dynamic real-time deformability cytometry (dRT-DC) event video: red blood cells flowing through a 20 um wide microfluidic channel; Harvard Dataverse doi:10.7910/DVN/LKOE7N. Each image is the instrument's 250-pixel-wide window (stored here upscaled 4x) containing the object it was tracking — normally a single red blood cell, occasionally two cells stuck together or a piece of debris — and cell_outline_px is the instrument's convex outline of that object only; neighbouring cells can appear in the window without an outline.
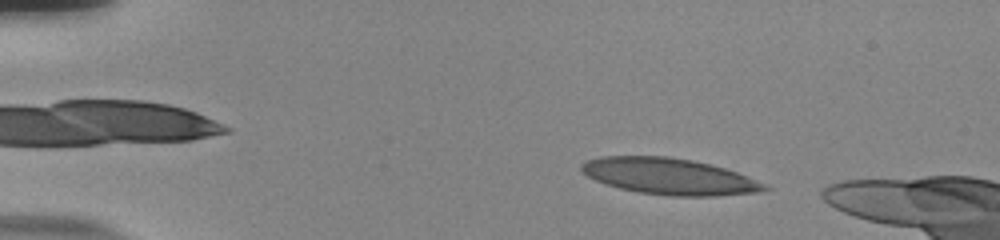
{"species": "human", "species_latin": "Homo sapiens", "temperature_condition": "room temperature", "stored_images_in_passage": 49, "camera_frame_rate_fps": 3000, "um_per_image_px": 0.085, "donor": {"sex": "male"}, "frame": {"image": 1, "passage_image": 6, "time_ms": 1.667, "image_size_px": [1000, 240], "cell_outline_px": [[772, 188], [756, 192], [716, 196], [668, 196], [640, 192], [620, 188], [596, 180], [588, 176], [580, 168], [580, 164], [588, 160], [600, 156], [668, 156], [692, 160], [724, 168], [736, 172], [764, 184]], "centroid_in_image_um": [56.86, 14.99], "position_along_channel_um": 28.1, "area_um2": 38.32}}
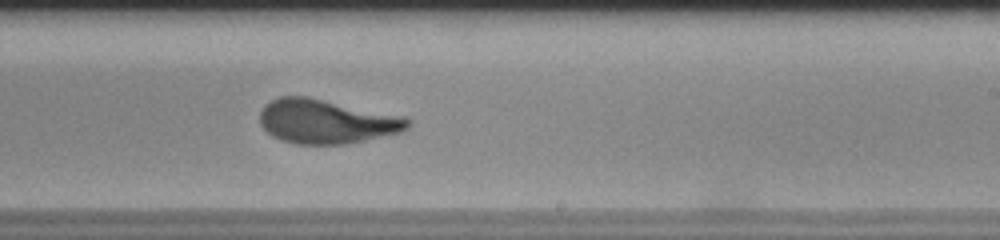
{"frame": {"image": 2, "passage_image": 31, "time_ms": 10.0, "image_size_px": [1000, 240], "cell_outline_px": [[412, 124], [408, 128], [400, 132], [364, 140], [344, 144], [296, 144], [280, 140], [272, 136], [260, 124], [260, 112], [264, 104], [280, 96], [308, 96], [404, 116], [412, 120]], "centroid_in_image_um": [27.74, 10.31], "position_along_channel_um": 261.3, "area_um2": 38.21}}
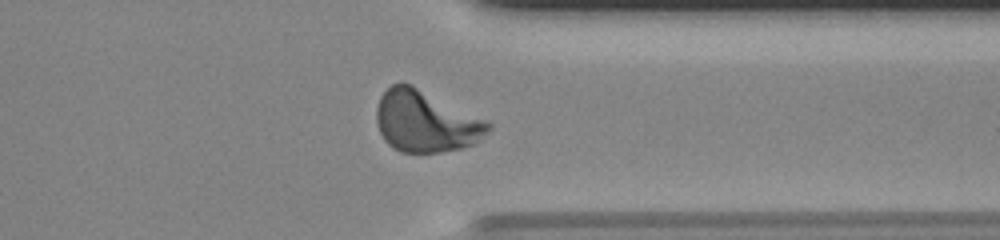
{"frame": {"image": 3, "passage_image": 40, "time_ms": 13.0, "image_size_px": [1000, 240], "cell_outline_px": [[492, 128], [488, 132], [472, 144], [460, 148], [440, 152], [400, 152], [388, 144], [384, 140], [376, 124], [376, 108], [380, 96], [392, 84], [412, 84], [492, 124]], "centroid_in_image_um": [36.14, 10.33], "position_along_channel_um": 375.3, "area_um2": 39.54}}